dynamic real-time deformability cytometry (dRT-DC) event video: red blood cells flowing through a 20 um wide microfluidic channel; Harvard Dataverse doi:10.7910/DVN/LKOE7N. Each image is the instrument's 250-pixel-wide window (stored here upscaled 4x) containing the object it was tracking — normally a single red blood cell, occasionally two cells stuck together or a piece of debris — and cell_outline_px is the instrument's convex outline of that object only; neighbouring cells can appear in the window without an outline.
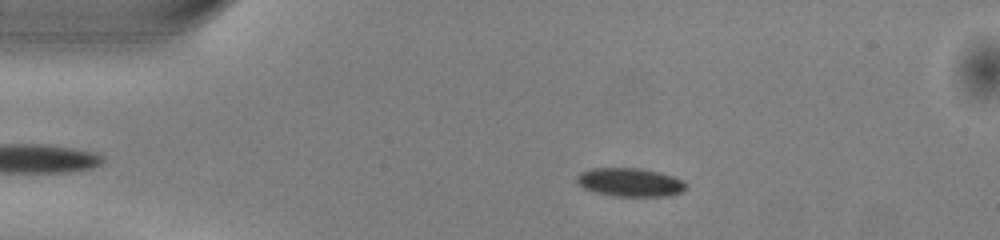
{"species": "common noctule bat (a hibernating species)", "species_latin": "Nyctalus noctula", "temperature_condition": "warm", "stored_images_in_passage": 40, "camera_frame_rate_fps": 3000, "um_per_image_px": 0.085, "animal": {"sex": "male", "body_mass_g": 13.0, "forearm_length_mm": 53.1}, "frame": {"image": 1, "passage_image": 5, "time_ms": 1.333, "image_size_px": [1000, 240], "cell_outline_px": [[688, 188], [680, 192], [668, 196], [616, 196], [596, 192], [584, 188], [576, 184], [576, 176], [580, 172], [592, 168], [640, 168], [660, 172], [672, 176], [688, 184]], "centroid_in_image_um": [53.54, 15.49], "position_along_channel_um": 31.5, "area_um2": 18.21}}
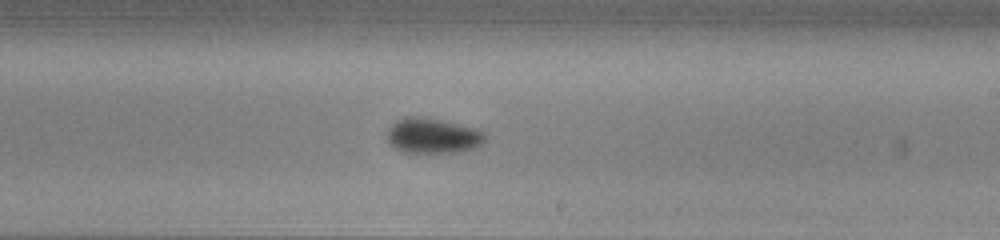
{"frame": {"image": 2, "passage_image": 25, "time_ms": 8.0, "image_size_px": [1000, 240], "cell_outline_px": [[488, 140], [484, 144], [476, 148], [456, 152], [400, 152], [388, 140], [388, 128], [396, 120], [408, 116], [416, 116], [440, 120], [476, 128], [484, 132], [488, 136]], "centroid_in_image_um": [36.85, 11.54], "position_along_channel_um": 252.2, "area_um2": 20.17}}
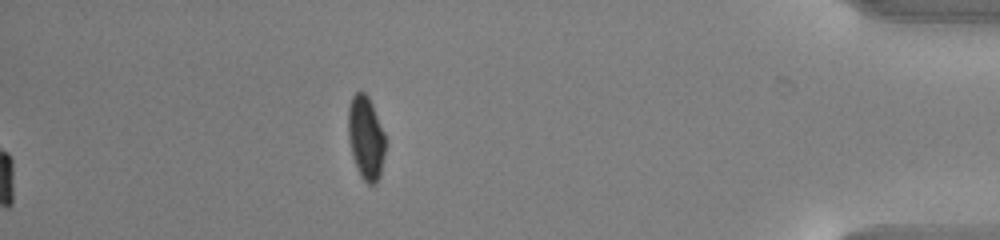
{"frame": {"image": 3, "passage_image": 40, "time_ms": 13.0, "image_size_px": [1000, 240], "cell_outline_px": [[384, 156], [380, 176], [376, 184], [368, 184], [360, 176], [356, 168], [352, 156], [348, 140], [348, 104], [352, 96], [356, 92], [364, 92], [368, 96], [372, 104], [384, 132]], "centroid_in_image_um": [31.07, 11.72], "position_along_channel_um": 404.1, "area_um2": 18.21}, "authors_computed_cell_mechanics": {"area_um2": 19.4208, "velocity_mm_per_s": 4.0306, "shape_relaxation_time_tau1_ms": 2.5046, "shape_relaxation_time_tau2_ms": null, "deformation_change_tau1": 0.1091, "deformation_change_tau2": null}}